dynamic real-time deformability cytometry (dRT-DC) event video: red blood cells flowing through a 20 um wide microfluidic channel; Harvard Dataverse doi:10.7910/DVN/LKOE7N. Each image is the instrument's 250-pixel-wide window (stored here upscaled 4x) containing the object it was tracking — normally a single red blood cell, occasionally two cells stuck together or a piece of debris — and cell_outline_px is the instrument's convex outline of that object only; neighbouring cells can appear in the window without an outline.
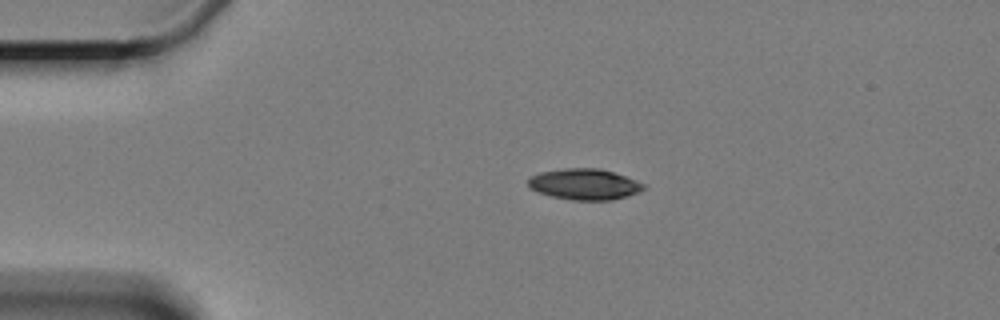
{"species": "Egyptian fruit bat (a non-hibernating species)", "species_latin": "Rousettus aegyptiacus", "temperature_condition": "cold", "stored_images_in_passage": 7, "camera_frame_rate_fps": 3000, "um_per_image_px": 0.085, "animal": {"sex": "female"}, "frame": {"image": 1, "passage_image": 3, "time_ms": 2.667, "image_size_px": [1000, 320], "cell_outline_px": [[648, 188], [640, 192], [628, 196], [612, 200], [572, 200], [552, 196], [536, 192], [528, 184], [528, 180], [532, 176], [540, 172], [564, 168], [600, 168], [636, 180], [644, 184]], "centroid_in_image_um": [49.71, 15.66], "position_along_channel_um": 35.3, "area_um2": 20.87}}
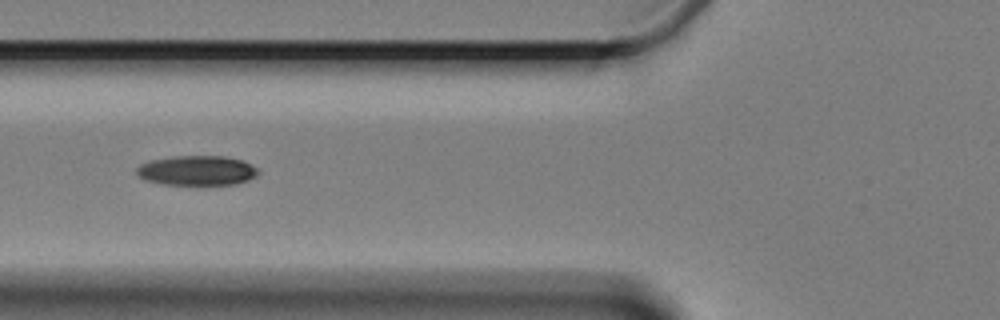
{"frame": {"image": 2, "passage_image": 6, "time_ms": 6.0, "image_size_px": [1000, 320], "cell_outline_px": [[260, 172], [256, 176], [248, 180], [236, 184], [164, 184], [148, 180], [140, 176], [136, 172], [136, 168], [140, 164], [148, 160], [172, 156], [224, 156], [240, 160], [256, 168]], "centroid_in_image_um": [16.72, 14.48], "position_along_channel_um": 109.1, "area_um2": 20.87}}
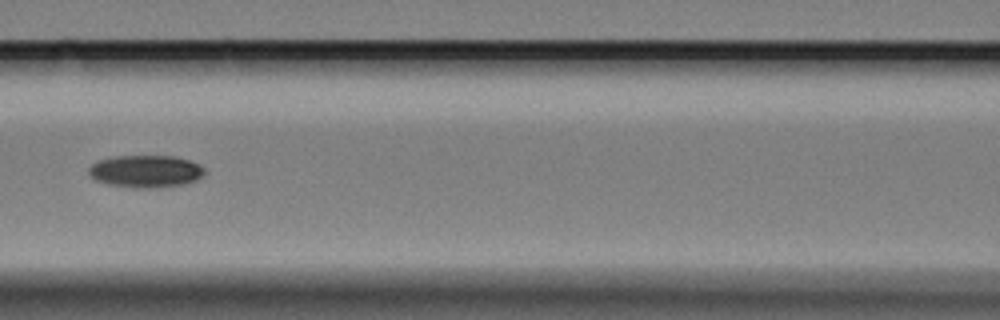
{"frame": {"image": 3, "passage_image": 7, "time_ms": 7.333, "image_size_px": [1000, 320], "cell_outline_px": [[204, 172], [196, 180], [180, 184], [148, 188], [140, 188], [108, 184], [96, 180], [88, 172], [88, 168], [92, 164], [100, 160], [116, 156], [172, 156], [188, 160], [204, 168]], "centroid_in_image_um": [12.34, 14.55], "position_along_channel_um": 154.3, "area_um2": 21.27}}